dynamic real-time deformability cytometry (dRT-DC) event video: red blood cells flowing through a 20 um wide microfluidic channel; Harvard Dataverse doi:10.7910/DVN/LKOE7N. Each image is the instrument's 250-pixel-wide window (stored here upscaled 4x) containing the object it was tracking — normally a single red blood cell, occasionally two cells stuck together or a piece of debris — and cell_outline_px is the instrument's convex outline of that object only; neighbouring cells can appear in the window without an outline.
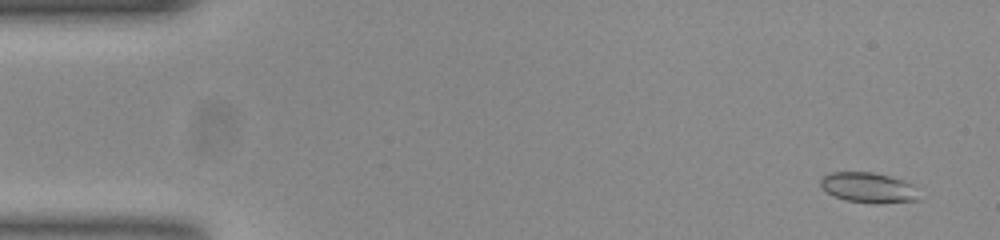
{"species": "common noctule bat (a hibernating species)", "species_latin": "Nyctalus noctula", "temperature_condition": "room temperature", "stored_images_in_passage": 53, "camera_frame_rate_fps": 3000, "um_per_image_px": 0.085, "animal": {"sex": "female", "body_mass_g": 23.0, "forearm_length_mm": 53.4}, "frame": {"image": 1, "passage_image": 3, "time_ms": 0.667, "image_size_px": [1000, 240], "cell_outline_px": [[920, 200], [880, 204], [876, 204], [844, 200], [828, 192], [820, 184], [820, 180], [824, 176], [832, 172], [872, 172], [904, 180], [920, 188]], "centroid_in_image_um": [73.92, 15.96], "position_along_channel_um": 11.1, "area_um2": 17.63}}
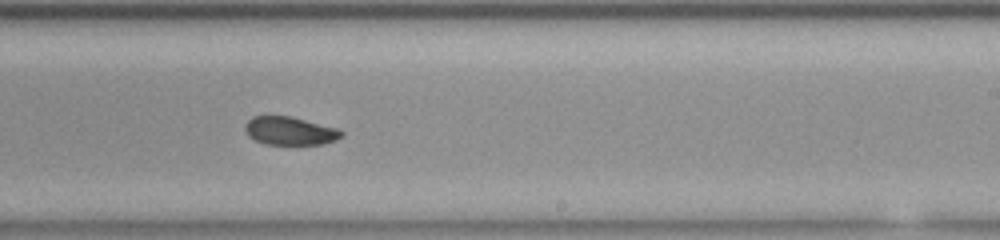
{"frame": {"image": 2, "passage_image": 32, "time_ms": 10.333, "image_size_px": [1000, 240], "cell_outline_px": [[344, 136], [336, 140], [324, 144], [264, 144], [248, 136], [244, 128], [244, 124], [252, 116], [288, 116], [336, 128], [344, 132]], "centroid_in_image_um": [24.63, 11.13], "position_along_channel_um": 264.4, "area_um2": 15.78}}
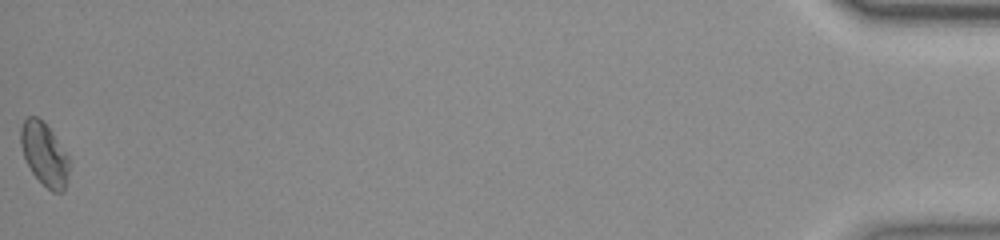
{"frame": {"image": 3, "passage_image": 53, "time_ms": 17.333, "image_size_px": [1000, 240], "cell_outline_px": [[68, 172], [64, 192], [52, 192], [32, 172], [24, 156], [20, 144], [20, 128], [24, 120], [28, 116], [36, 116], [52, 132], [68, 156]], "centroid_in_image_um": [3.75, 13.1], "position_along_channel_um": 431.4, "area_um2": 17.34}, "authors_computed_cell_mechanics": {"area_um2": 16.8198, "velocity_mm_per_s": 3.869, "shape_relaxation_time_tau1_ms": null, "shape_relaxation_time_tau2_ms": 1.4781, "deformation_change_tau1": null, "deformation_change_tau2": 0.0489}}